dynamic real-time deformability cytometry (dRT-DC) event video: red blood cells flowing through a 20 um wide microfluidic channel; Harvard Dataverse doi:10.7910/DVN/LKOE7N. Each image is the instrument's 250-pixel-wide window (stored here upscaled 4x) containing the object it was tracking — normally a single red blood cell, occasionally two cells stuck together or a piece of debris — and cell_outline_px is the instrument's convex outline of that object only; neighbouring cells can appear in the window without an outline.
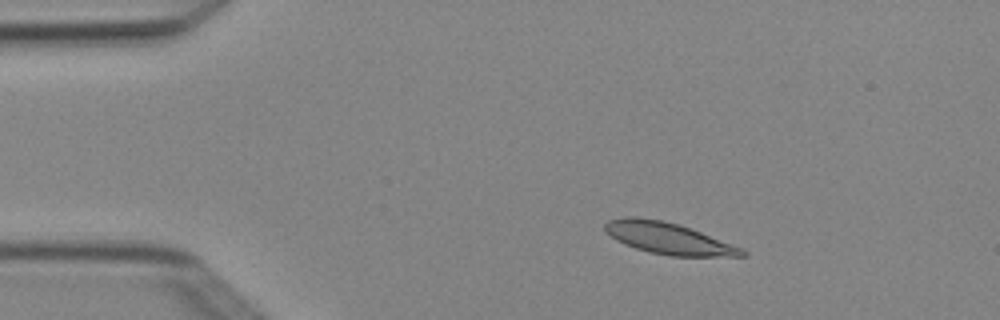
{"species": "Egyptian fruit bat (a non-hibernating species)", "species_latin": "Rousettus aegyptiacus", "temperature_condition": "cold", "stored_images_in_passage": 5, "camera_frame_rate_fps": 3000, "um_per_image_px": 0.085, "animal": {"sex": "female"}, "frame": {"image": 1, "passage_image": 3, "time_ms": 0.667, "image_size_px": [1000, 320], "cell_outline_px": [[748, 256], [672, 256], [648, 252], [624, 244], [616, 240], [604, 228], [604, 224], [608, 220], [624, 216], [636, 216], [664, 220], [680, 224], [744, 248], [748, 252]], "centroid_in_image_um": [56.84, 20.25], "position_along_channel_um": 28.2, "area_um2": 25.43}}